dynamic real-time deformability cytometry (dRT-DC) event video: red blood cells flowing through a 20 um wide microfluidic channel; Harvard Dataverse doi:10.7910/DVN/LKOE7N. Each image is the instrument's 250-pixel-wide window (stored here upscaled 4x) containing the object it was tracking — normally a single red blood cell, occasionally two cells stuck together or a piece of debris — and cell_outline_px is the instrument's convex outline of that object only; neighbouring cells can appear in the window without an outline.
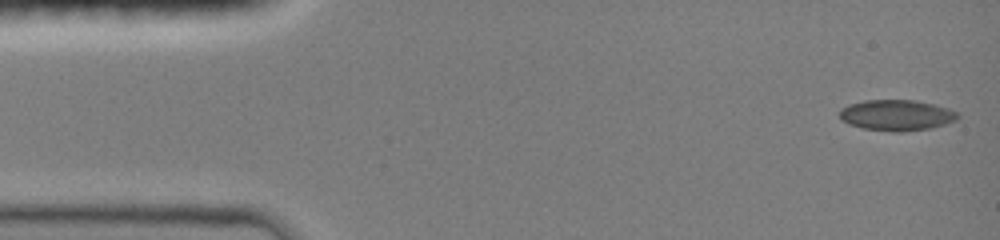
{"species": "common noctule bat (a hibernating species)", "species_latin": "Nyctalus noctula", "temperature_condition": "room temperature", "stored_images_in_passage": 8, "camera_frame_rate_fps": 3000, "um_per_image_px": 0.085, "animal": {"sex": "female", "body_mass_g": 19.0, "forearm_length_mm": 51.5}, "frame": {"image": 1, "passage_image": 1, "time_ms": 0.0, "image_size_px": [1000, 240], "cell_outline_px": [[960, 116], [956, 120], [932, 128], [900, 132], [892, 132], [864, 128], [848, 124], [840, 120], [840, 108], [848, 104], [864, 100], [916, 100], [948, 108], [956, 112]], "centroid_in_image_um": [76.18, 9.79], "position_along_channel_um": 8.8, "area_um2": 21.33}}